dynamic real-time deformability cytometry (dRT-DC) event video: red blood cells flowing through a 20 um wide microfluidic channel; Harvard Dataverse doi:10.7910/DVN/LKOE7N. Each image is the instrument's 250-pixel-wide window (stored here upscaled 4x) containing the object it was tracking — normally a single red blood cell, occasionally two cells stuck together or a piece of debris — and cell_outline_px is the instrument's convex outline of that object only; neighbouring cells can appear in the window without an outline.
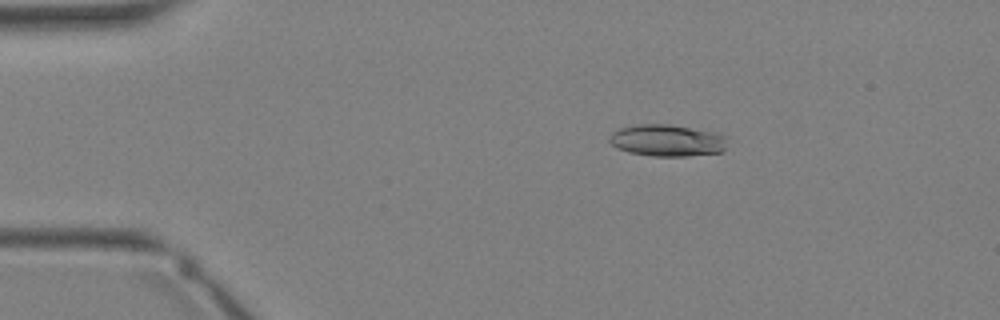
{"species": "Egyptian fruit bat (a non-hibernating species)", "species_latin": "Rousettus aegyptiacus", "temperature_condition": "warm", "stored_images_in_passage": 35, "camera_frame_rate_fps": 3000, "um_per_image_px": 0.085, "animal": {"sex": "female"}, "frame": {"image": 1, "passage_image": 7, "time_ms": 2.0, "image_size_px": [1000, 320], "cell_outline_px": [[728, 136], [724, 152], [684, 156], [652, 156], [628, 152], [612, 144], [608, 140], [612, 132], [620, 128], [636, 124], [668, 124], [716, 132]], "centroid_in_image_um": [56.75, 11.93], "position_along_channel_um": 28.3, "area_um2": 21.96}}
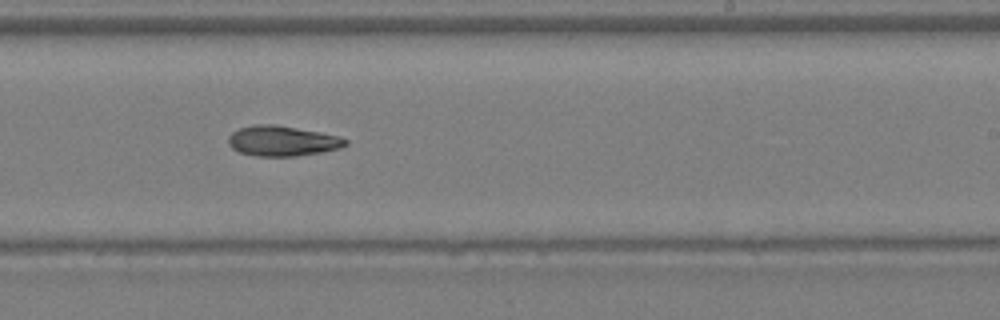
{"frame": {"image": 2, "passage_image": 22, "time_ms": 7.0, "image_size_px": [1000, 320], "cell_outline_px": [[348, 144], [340, 148], [320, 152], [296, 156], [256, 156], [240, 152], [232, 148], [228, 144], [228, 136], [232, 132], [240, 128], [256, 124], [272, 124], [320, 132], [340, 136], [348, 140]], "centroid_in_image_um": [23.99, 11.98], "position_along_channel_um": 265.0, "area_um2": 20.58}}
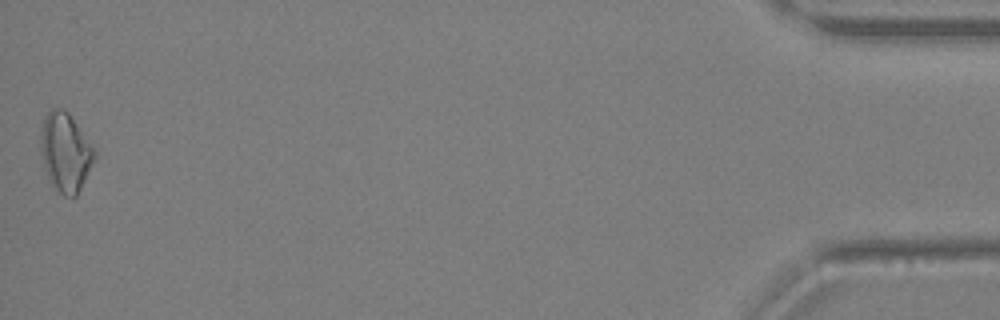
{"frame": {"image": 3, "passage_image": 35, "time_ms": 11.333, "image_size_px": [1000, 320], "cell_outline_px": [[96, 156], [76, 196], [64, 196], [52, 184], [44, 168], [40, 148], [40, 132], [44, 116], [52, 108], [64, 108], [68, 112], [96, 148]], "centroid_in_image_um": [5.56, 12.88], "position_along_channel_um": 429.6, "area_um2": 24.74}}